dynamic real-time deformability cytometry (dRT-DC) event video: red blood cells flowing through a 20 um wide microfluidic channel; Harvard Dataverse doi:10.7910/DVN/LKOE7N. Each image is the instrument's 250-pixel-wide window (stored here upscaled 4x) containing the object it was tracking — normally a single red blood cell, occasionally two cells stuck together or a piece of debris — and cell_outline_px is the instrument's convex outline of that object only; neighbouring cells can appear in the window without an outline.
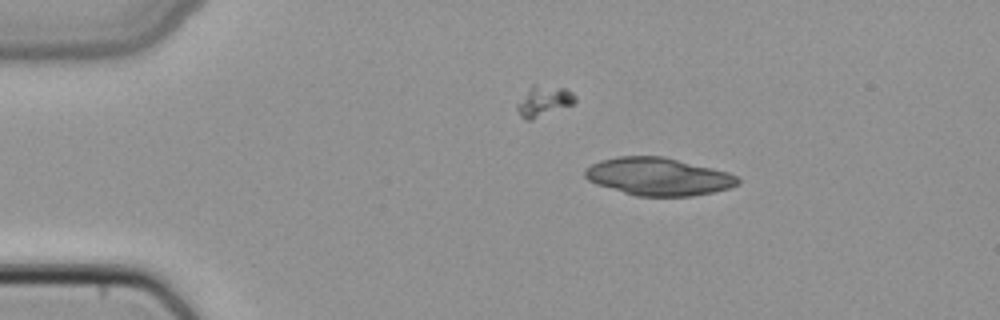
{"species": "common noctule bat (a hibernating species)", "species_latin": "Nyctalus noctula", "temperature_condition": "cold", "stored_images_in_passage": 4, "camera_frame_rate_fps": 3000, "um_per_image_px": 0.085, "animal": {"sex": "female", "body_mass_g": 22.7, "forearm_length_mm": 54.2}, "frame": {"image": 1, "passage_image": 1, "time_ms": 0.0, "image_size_px": [1000, 320], "cell_outline_px": [[740, 184], [728, 188], [712, 192], [692, 196], [636, 196], [596, 184], [588, 180], [584, 176], [584, 168], [600, 160], [620, 156], [664, 156], [728, 172], [736, 176], [740, 180]], "centroid_in_image_um": [55.93, 15.0], "position_along_channel_um": 29.1, "area_um2": 33.58}}